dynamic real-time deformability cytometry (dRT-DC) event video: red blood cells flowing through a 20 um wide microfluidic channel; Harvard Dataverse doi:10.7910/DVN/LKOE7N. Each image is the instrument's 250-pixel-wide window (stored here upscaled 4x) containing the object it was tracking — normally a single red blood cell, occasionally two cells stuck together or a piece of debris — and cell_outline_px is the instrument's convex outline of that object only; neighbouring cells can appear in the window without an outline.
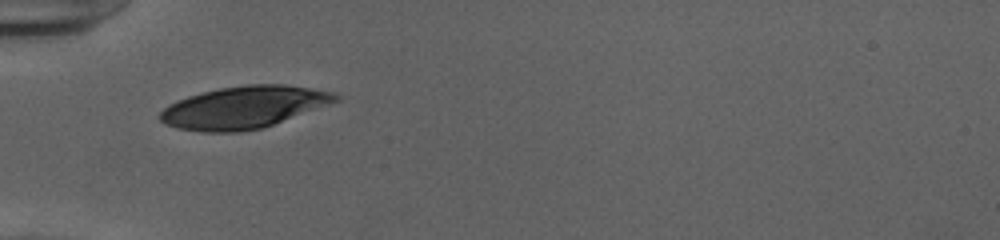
{"species": "human", "species_latin": "Homo sapiens", "temperature_condition": "cold", "stored_images_in_passage": 35, "camera_frame_rate_fps": 3000, "um_per_image_px": 0.085, "donor": {"sex": "female"}, "frame": {"image": 1, "passage_image": 1, "time_ms": 0.0, "image_size_px": [1000, 240], "cell_outline_px": [[340, 100], [272, 124], [260, 128], [240, 132], [204, 132], [176, 128], [164, 124], [156, 116], [168, 104], [176, 100], [188, 96], [220, 88], [248, 84], [284, 84], [336, 92], [340, 96]], "centroid_in_image_um": [20.68, 9.12], "position_along_channel_um": 64.3, "area_um2": 43.0}}
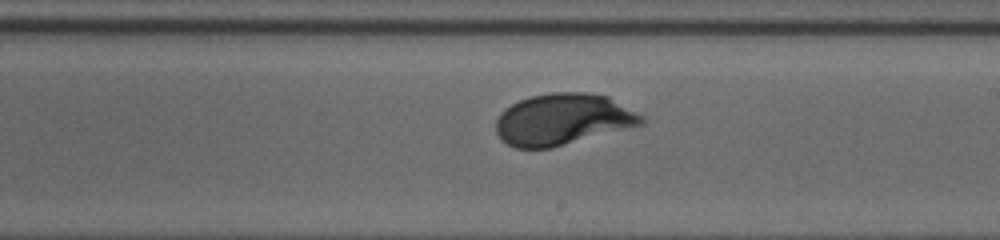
{"frame": {"image": 2, "passage_image": 15, "time_ms": 4.667, "image_size_px": [1000, 240], "cell_outline_px": [[644, 124], [552, 148], [516, 148], [500, 140], [496, 132], [496, 120], [500, 112], [512, 104], [520, 100], [532, 96], [552, 92], [588, 92], [608, 96], [644, 116]], "centroid_in_image_um": [47.84, 10.15], "position_along_channel_um": 241.2, "area_um2": 43.7}}
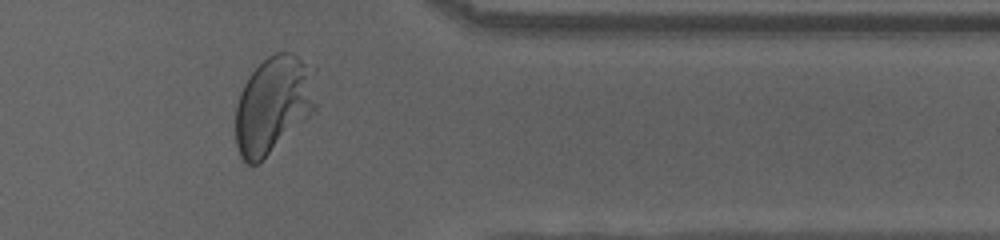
{"frame": {"image": 3, "passage_image": 27, "time_ms": 8.667, "image_size_px": [1000, 240], "cell_outline_px": [[316, 112], [256, 164], [248, 164], [240, 156], [236, 144], [236, 104], [240, 92], [244, 84], [252, 72], [268, 56], [276, 52], [292, 52], [316, 68]], "centroid_in_image_um": [23.29, 8.86], "position_along_channel_um": 388.1, "area_um2": 46.07}, "authors_computed_cell_mechanics": {"area_um2": 43.7546, "velocity_mm_per_s": 3.8981, "shape_relaxation_time_tau1_ms": 2.337, "shape_relaxation_time_tau2_ms": null, "deformation_change_tau1": 0.1455, "deformation_change_tau2": null}}